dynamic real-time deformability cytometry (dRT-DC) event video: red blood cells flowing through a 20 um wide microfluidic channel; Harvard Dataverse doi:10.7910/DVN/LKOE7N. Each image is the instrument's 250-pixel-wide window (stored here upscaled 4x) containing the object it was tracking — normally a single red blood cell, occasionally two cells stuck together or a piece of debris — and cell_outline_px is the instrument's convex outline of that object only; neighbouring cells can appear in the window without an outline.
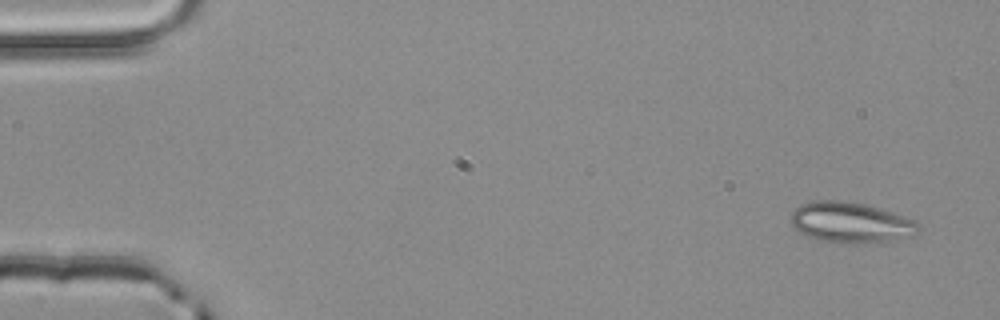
{"species": "common noctule bat (a hibernating species)", "species_latin": "Nyctalus noctula", "temperature_condition": "room temperature", "stored_images_in_passage": 4, "camera_frame_rate_fps": 3000, "um_per_image_px": 0.085, "animal": {"sex": "male", "body_mass_g": 20.4}, "frame": {"image": 1, "passage_image": 1, "time_ms": 0.0, "image_size_px": [1000, 320], "cell_outline_px": [[920, 228], [912, 236], [892, 240], [856, 244], [848, 244], [824, 240], [804, 236], [792, 228], [792, 212], [800, 204], [812, 200], [840, 200], [864, 204], [880, 208], [916, 220], [920, 224]], "centroid_in_image_um": [72.3, 18.91], "position_along_channel_um": 12.7, "area_um2": 30.4}}
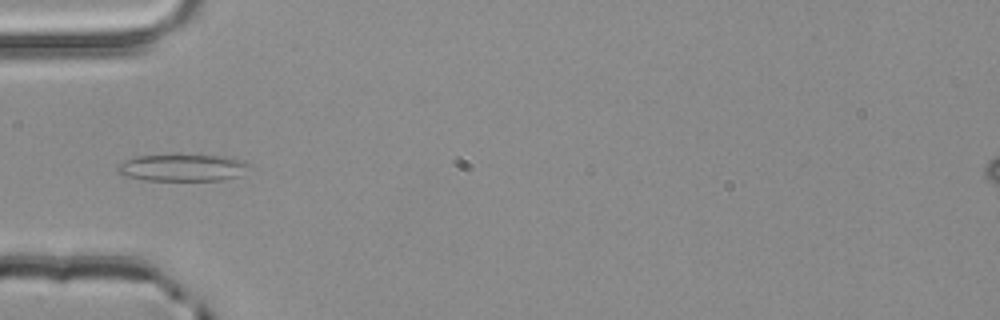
{"frame": {"image": 2, "passage_image": 4, "time_ms": 1.0, "image_size_px": [1000, 320], "cell_outline_px": [[252, 164], [236, 176], [224, 180], [144, 180], [124, 176], [116, 168], [120, 164], [136, 156], [232, 156]], "centroid_in_image_um": [15.54, 14.26], "position_along_channel_um": 69.5, "area_um2": 20.17}}